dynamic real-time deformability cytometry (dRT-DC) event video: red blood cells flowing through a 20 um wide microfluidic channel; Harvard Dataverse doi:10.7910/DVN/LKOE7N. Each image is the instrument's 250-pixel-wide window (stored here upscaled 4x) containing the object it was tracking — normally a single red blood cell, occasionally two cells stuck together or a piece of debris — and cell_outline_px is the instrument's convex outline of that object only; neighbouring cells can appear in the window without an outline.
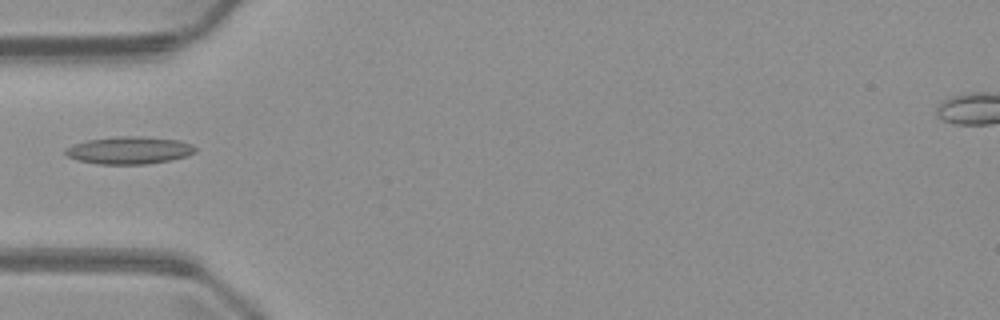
{"species": "common noctule bat (a hibernating species)", "species_latin": "Nyctalus noctula", "temperature_condition": "warm", "stored_images_in_passage": 2, "camera_frame_rate_fps": 3000, "um_per_image_px": 0.085, "animal": {"sex": "male", "body_mass_g": 23.1, "forearm_length_mm": 52.7}, "frame": {"image": 1, "passage_image": 1, "time_ms": 0.0, "image_size_px": [1000, 320], "cell_outline_px": [[196, 152], [188, 156], [172, 160], [148, 164], [100, 164], [76, 160], [68, 156], [64, 152], [64, 148], [72, 144], [88, 140], [116, 136], [144, 136], [180, 140], [192, 144], [196, 148]], "centroid_in_image_um": [11.0, 12.77], "position_along_channel_um": 74.0, "area_um2": 21.1}}
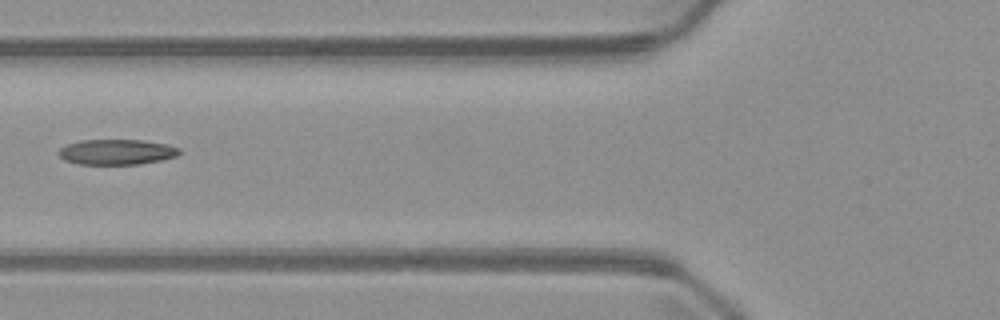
{"frame": {"image": 2, "passage_image": 2, "time_ms": 1.0, "image_size_px": [1000, 320], "cell_outline_px": [[180, 152], [176, 156], [160, 160], [140, 164], [76, 164], [64, 160], [56, 152], [60, 148], [68, 144], [80, 140], [144, 140], [168, 144], [180, 148]], "centroid_in_image_um": [9.9, 12.91], "position_along_channel_um": 115.9, "area_um2": 17.92}}